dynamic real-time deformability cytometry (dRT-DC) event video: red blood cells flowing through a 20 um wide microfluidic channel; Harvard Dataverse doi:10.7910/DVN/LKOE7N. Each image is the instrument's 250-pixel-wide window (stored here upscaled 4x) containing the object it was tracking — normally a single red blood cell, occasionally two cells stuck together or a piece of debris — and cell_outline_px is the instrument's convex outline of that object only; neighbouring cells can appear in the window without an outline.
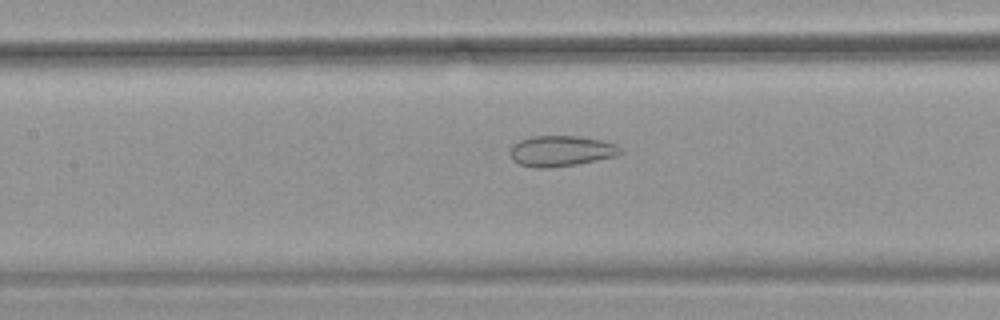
{"species": "common noctule bat (a hibernating species)", "species_latin": "Nyctalus noctula", "temperature_condition": "warm", "stored_images_in_passage": 36, "camera_frame_rate_fps": 3000, "um_per_image_px": 0.085, "animal": {"sex": "female", "body_mass_g": 18.4}, "frame": {"image": 1, "passage_image": 14, "time_ms": 4.333, "image_size_px": [1000, 320], "cell_outline_px": [[624, 152], [616, 156], [576, 164], [552, 168], [532, 168], [520, 164], [512, 160], [512, 144], [520, 140], [532, 136], [580, 136], [600, 140], [616, 144]], "centroid_in_image_um": [47.7, 12.84], "position_along_channel_um": 159.7, "area_um2": 19.71}}
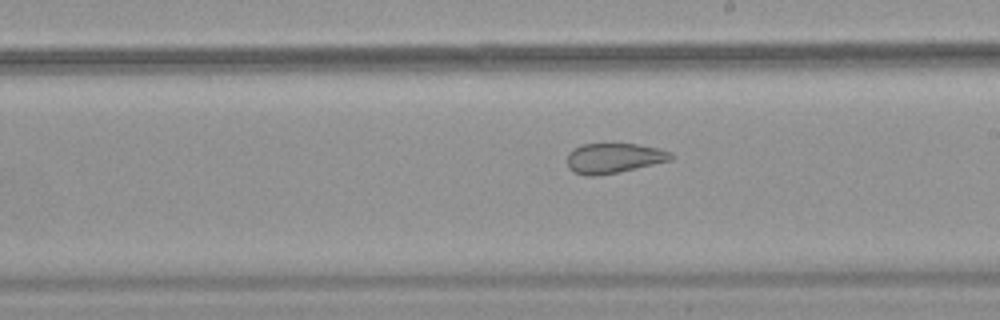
{"frame": {"image": 2, "passage_image": 20, "time_ms": 6.333, "image_size_px": [1000, 320], "cell_outline_px": [[676, 156], [672, 160], [620, 172], [592, 176], [584, 176], [572, 172], [568, 168], [568, 152], [580, 144], [636, 144], [660, 148], [672, 152]], "centroid_in_image_um": [52.19, 13.44], "position_along_channel_um": 236.8, "area_um2": 18.44}}
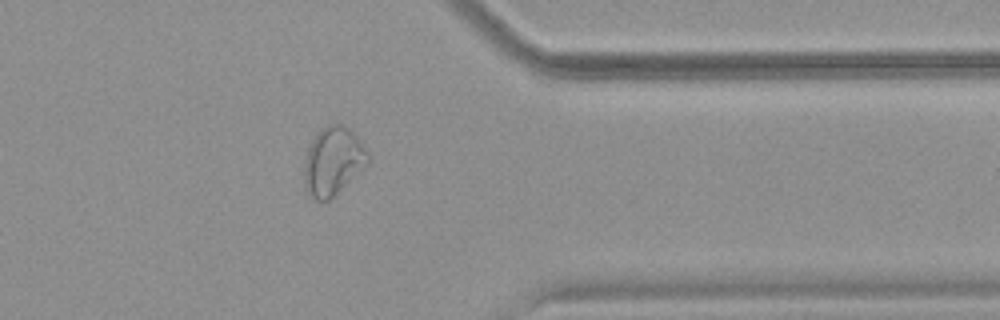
{"frame": {"image": 3, "passage_image": 32, "time_ms": 10.333, "image_size_px": [1000, 320], "cell_outline_px": [[368, 164], [328, 200], [312, 200], [308, 196], [304, 188], [304, 164], [308, 144], [316, 132], [320, 128], [328, 124], [344, 124], [356, 136], [364, 148], [368, 156]], "centroid_in_image_um": [28.24, 13.69], "position_along_channel_um": 383.2, "area_um2": 25.32}}